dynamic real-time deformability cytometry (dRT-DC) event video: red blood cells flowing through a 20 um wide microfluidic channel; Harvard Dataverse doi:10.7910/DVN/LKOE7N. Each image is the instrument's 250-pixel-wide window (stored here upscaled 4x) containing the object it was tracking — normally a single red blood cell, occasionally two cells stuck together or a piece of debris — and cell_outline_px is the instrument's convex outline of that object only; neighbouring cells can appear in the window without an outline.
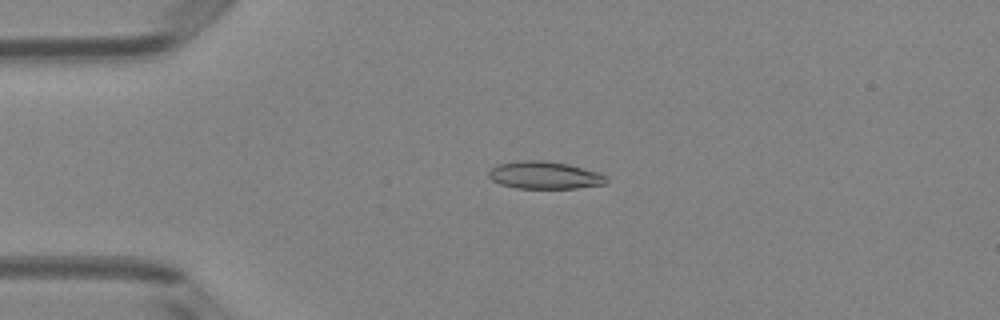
{"species": "Egyptian fruit bat (a non-hibernating species)", "species_latin": "Rousettus aegyptiacus", "temperature_condition": "room temperature", "stored_images_in_passage": 46, "camera_frame_rate_fps": 3000, "um_per_image_px": 0.085, "animal": {"sex": "female"}, "frame": {"image": 1, "passage_image": 8, "time_ms": 2.333, "image_size_px": [1000, 320], "cell_outline_px": [[608, 180], [604, 184], [576, 188], [516, 188], [500, 184], [492, 180], [488, 176], [488, 172], [496, 164], [516, 160], [544, 160], [568, 164], [600, 172]], "centroid_in_image_um": [46.25, 14.88], "position_along_channel_um": 38.7, "area_um2": 18.96}}
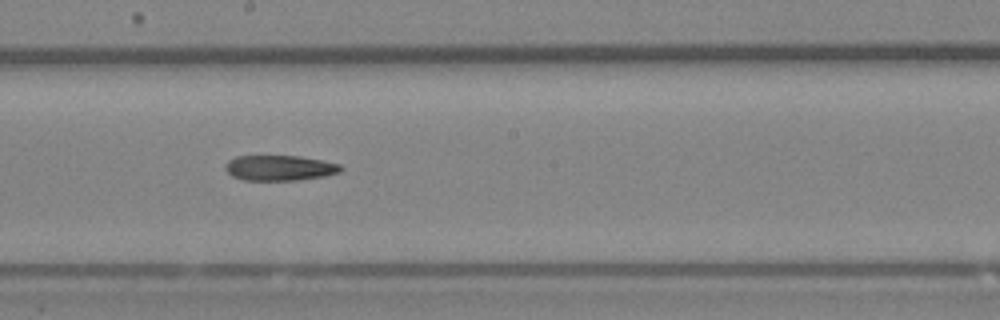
{"frame": {"image": 2, "passage_image": 24, "time_ms": 7.667, "image_size_px": [1000, 320], "cell_outline_px": [[344, 168], [340, 172], [324, 176], [296, 180], [244, 180], [232, 176], [224, 168], [224, 164], [228, 160], [236, 156], [300, 156], [340, 164]], "centroid_in_image_um": [23.75, 14.27], "position_along_channel_um": 224.5, "area_um2": 17.05}}
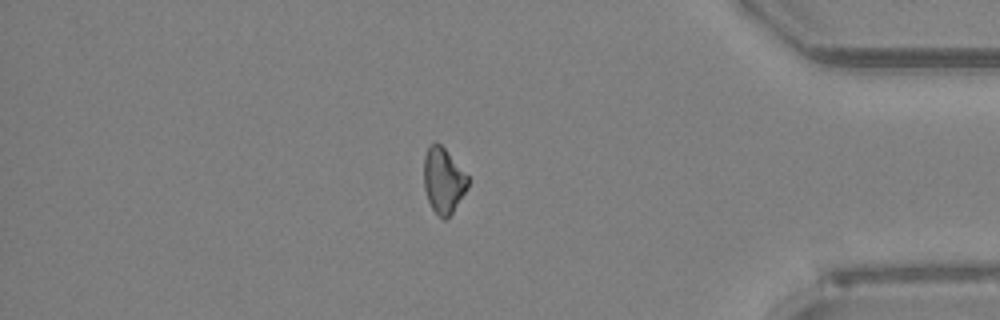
{"frame": {"image": 3, "passage_image": 39, "time_ms": 12.667, "image_size_px": [1000, 320], "cell_outline_px": [[468, 188], [452, 212], [444, 220], [432, 208], [428, 200], [424, 188], [424, 156], [428, 148], [432, 144], [440, 144], [444, 148], [468, 176]], "centroid_in_image_um": [37.68, 15.35], "position_along_channel_um": 397.5, "area_um2": 16.42}}